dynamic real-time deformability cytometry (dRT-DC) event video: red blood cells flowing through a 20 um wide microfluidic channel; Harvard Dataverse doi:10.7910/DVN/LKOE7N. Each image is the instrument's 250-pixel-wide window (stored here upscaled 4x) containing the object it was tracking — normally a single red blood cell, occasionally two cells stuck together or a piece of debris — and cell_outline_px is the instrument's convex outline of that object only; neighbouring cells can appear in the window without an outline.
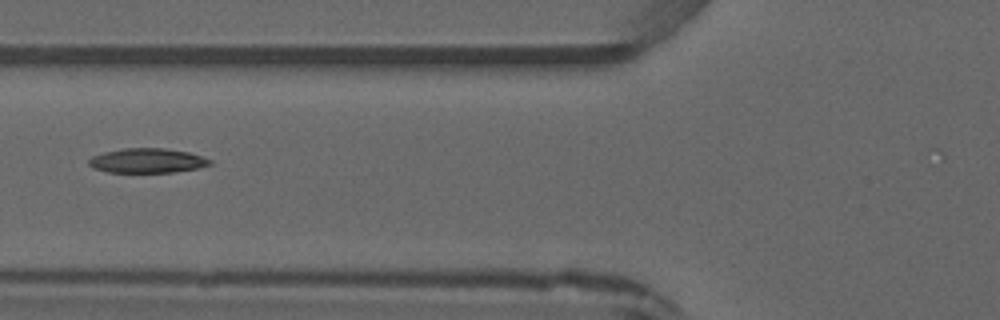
{"species": "common noctule bat (a hibernating species)", "species_latin": "Nyctalus noctula", "temperature_condition": "warm", "stored_images_in_passage": 4, "camera_frame_rate_fps": 3000, "um_per_image_px": 0.085, "animal": {"sex": "male", "forearm_length_mm": 52.5}, "frame": {"image": 1, "passage_image": 4, "time_ms": 3.333, "image_size_px": [1000, 320], "cell_outline_px": [[212, 164], [196, 168], [172, 172], [108, 172], [92, 168], [88, 164], [88, 160], [92, 156], [104, 152], [124, 148], [164, 148], [188, 152], [212, 160]], "centroid_in_image_um": [12.48, 13.65], "position_along_channel_um": 113.3, "area_um2": 17.22}}